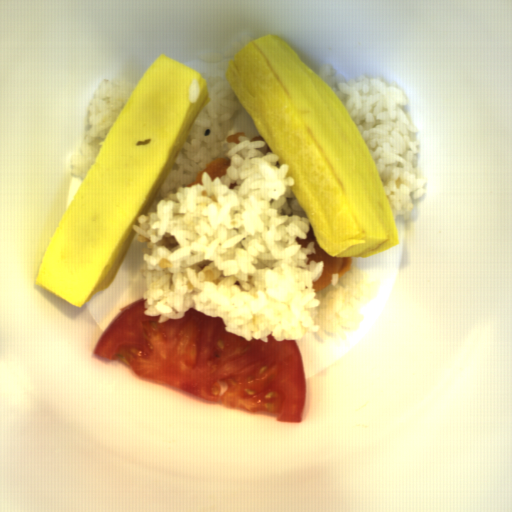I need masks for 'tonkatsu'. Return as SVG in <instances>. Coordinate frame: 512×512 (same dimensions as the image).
<instances>
[{
	"mask_svg": "<svg viewBox=\"0 0 512 512\" xmlns=\"http://www.w3.org/2000/svg\"><path fill=\"white\" fill-rule=\"evenodd\" d=\"M295 242L302 248H307L313 243L314 253L307 255V263L318 262L323 264V271L320 278L313 282L312 288L316 293L332 284L333 273L341 280L350 270L353 257H333L326 253L319 245L315 235L307 238H296Z\"/></svg>",
	"mask_w": 512,
	"mask_h": 512,
	"instance_id": "1",
	"label": "tonkatsu"
},
{
	"mask_svg": "<svg viewBox=\"0 0 512 512\" xmlns=\"http://www.w3.org/2000/svg\"><path fill=\"white\" fill-rule=\"evenodd\" d=\"M230 165H231L230 159H228L226 157L217 158L216 160L208 163L203 170L199 171L198 174L196 175L195 180L192 181L190 184H188L187 187H192L197 184L202 185L203 173H207L211 181L217 177L220 178V177L226 175Z\"/></svg>",
	"mask_w": 512,
	"mask_h": 512,
	"instance_id": "2",
	"label": "tonkatsu"
},
{
	"mask_svg": "<svg viewBox=\"0 0 512 512\" xmlns=\"http://www.w3.org/2000/svg\"><path fill=\"white\" fill-rule=\"evenodd\" d=\"M245 136L246 135L244 132L234 133L233 135L226 137V142L240 144L239 137H245Z\"/></svg>",
	"mask_w": 512,
	"mask_h": 512,
	"instance_id": "3",
	"label": "tonkatsu"
}]
</instances>
